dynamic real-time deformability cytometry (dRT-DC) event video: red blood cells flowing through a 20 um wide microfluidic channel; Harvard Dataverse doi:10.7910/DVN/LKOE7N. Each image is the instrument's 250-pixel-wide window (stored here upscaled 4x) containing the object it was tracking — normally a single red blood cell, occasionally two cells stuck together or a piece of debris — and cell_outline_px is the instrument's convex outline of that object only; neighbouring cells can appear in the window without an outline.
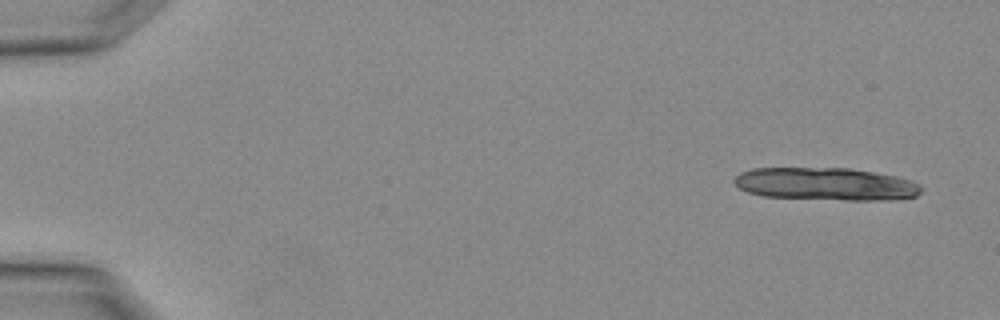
{"species": "Egyptian fruit bat (a non-hibernating species)", "species_latin": "Rousettus aegyptiacus", "temperature_condition": "warm", "stored_images_in_passage": 4, "camera_frame_rate_fps": 3000, "um_per_image_px": 0.085, "animal": {"sex": "female"}, "frame": {"image": 1, "passage_image": 1, "time_ms": 0.0, "image_size_px": [1000, 320], "cell_outline_px": [[924, 188], [916, 196], [888, 200], [848, 200], [764, 196], [748, 192], [740, 188], [732, 180], [740, 172], [752, 168], [848, 168], [896, 176], [920, 184]], "centroid_in_image_um": [70.19, 15.64], "position_along_channel_um": 14.8, "area_um2": 35.49}}